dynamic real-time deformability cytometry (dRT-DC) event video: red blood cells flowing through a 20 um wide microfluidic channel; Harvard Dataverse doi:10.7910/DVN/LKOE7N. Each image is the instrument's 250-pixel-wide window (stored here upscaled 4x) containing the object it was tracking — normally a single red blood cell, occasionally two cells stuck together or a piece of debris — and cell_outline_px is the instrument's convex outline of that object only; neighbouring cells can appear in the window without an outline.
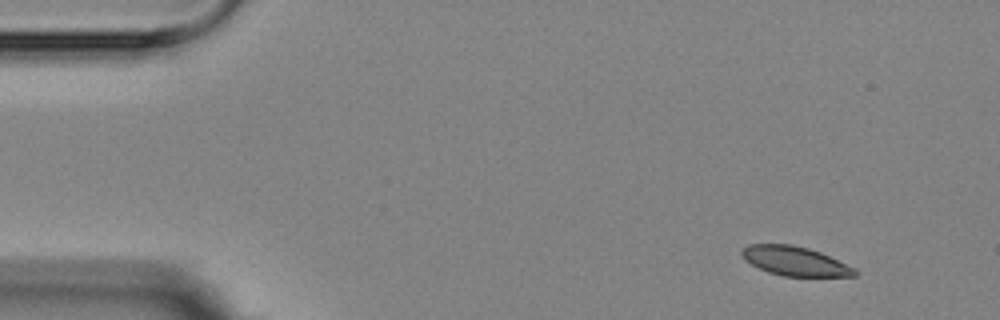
{"species": "Egyptian fruit bat (a non-hibernating species)", "species_latin": "Rousettus aegyptiacus", "temperature_condition": "room temperature", "stored_images_in_passage": 5, "camera_frame_rate_fps": 3000, "um_per_image_px": 0.085, "animal": {"sex": "female"}, "frame": {"image": 1, "passage_image": 1, "time_ms": 0.0, "image_size_px": [1000, 320], "cell_outline_px": [[856, 276], [784, 276], [768, 272], [752, 264], [740, 252], [748, 244], [792, 244], [808, 248], [820, 252], [856, 268]], "centroid_in_image_um": [67.6, 22.19], "position_along_channel_um": 17.4, "area_um2": 18.96}}
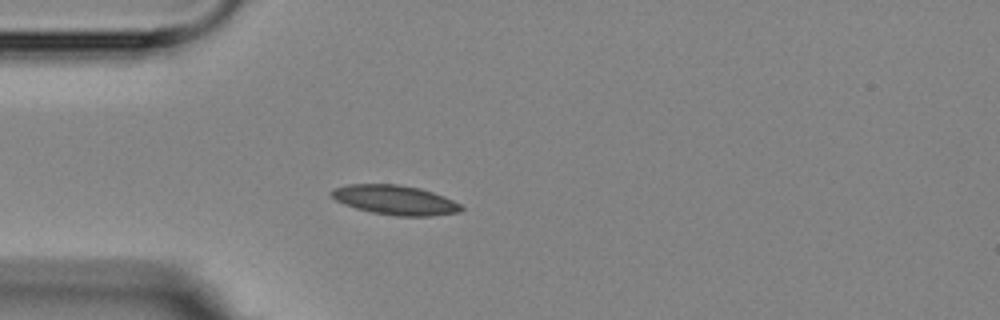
{"frame": {"image": 2, "passage_image": 4, "time_ms": 3.333, "image_size_px": [1000, 320], "cell_outline_px": [[464, 208], [460, 212], [432, 216], [396, 216], [372, 212], [356, 208], [344, 204], [336, 200], [328, 192], [332, 188], [348, 184], [396, 184], [420, 188], [444, 196], [460, 204]], "centroid_in_image_um": [33.56, 17.0], "position_along_channel_um": 51.4, "area_um2": 22.37}}